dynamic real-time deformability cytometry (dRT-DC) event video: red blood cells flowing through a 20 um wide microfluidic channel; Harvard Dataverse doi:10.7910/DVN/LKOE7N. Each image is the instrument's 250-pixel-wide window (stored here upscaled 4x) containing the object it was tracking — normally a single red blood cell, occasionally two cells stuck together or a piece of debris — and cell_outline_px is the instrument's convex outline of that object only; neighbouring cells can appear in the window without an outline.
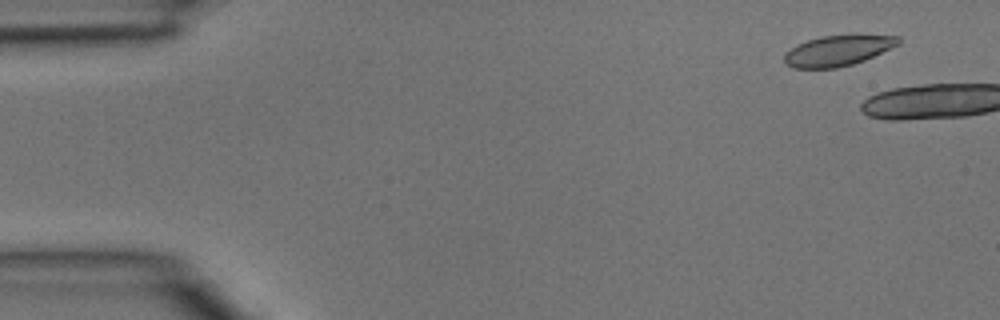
{"species": "common noctule bat (a hibernating species)", "species_latin": "Nyctalus noctula", "temperature_condition": "room temperature", "stored_images_in_passage": 5, "camera_frame_rate_fps": 3000, "um_per_image_px": 0.085, "animal": {"sex": "male", "body_mass_g": 15.6}, "frame": {"image": 1, "passage_image": 3, "time_ms": 0.667, "image_size_px": [1000, 320], "cell_outline_px": [[900, 44], [864, 60], [852, 64], [836, 68], [792, 68], [784, 64], [784, 52], [796, 44], [820, 36], [852, 32], [856, 32], [900, 36]], "centroid_in_image_um": [71.24, 4.24], "position_along_channel_um": 13.8, "area_um2": 21.27}}